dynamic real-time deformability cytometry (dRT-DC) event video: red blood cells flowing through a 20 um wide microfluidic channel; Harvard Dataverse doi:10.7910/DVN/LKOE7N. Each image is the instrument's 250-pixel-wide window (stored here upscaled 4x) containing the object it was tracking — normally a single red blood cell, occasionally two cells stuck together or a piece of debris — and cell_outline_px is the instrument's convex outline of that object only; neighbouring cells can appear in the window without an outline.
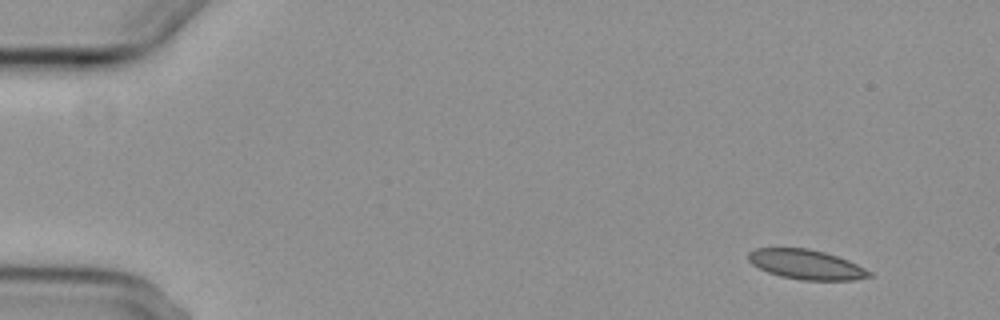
{"species": "common noctule bat (a hibernating species)", "species_latin": "Nyctalus noctula", "temperature_condition": "cold", "stored_images_in_passage": 7, "camera_frame_rate_fps": 3000, "um_per_image_px": 0.085, "animal": {"sex": "female", "body_mass_g": 29.2, "forearm_length_mm": 56.3}, "frame": {"image": 1, "passage_image": 1, "time_ms": 0.0, "image_size_px": [1000, 320], "cell_outline_px": [[872, 276], [852, 280], [804, 280], [780, 276], [768, 272], [752, 264], [748, 260], [748, 252], [756, 248], [808, 248], [824, 252], [848, 260], [872, 272]], "centroid_in_image_um": [68.52, 22.48], "position_along_channel_um": 16.5, "area_um2": 20.75}}
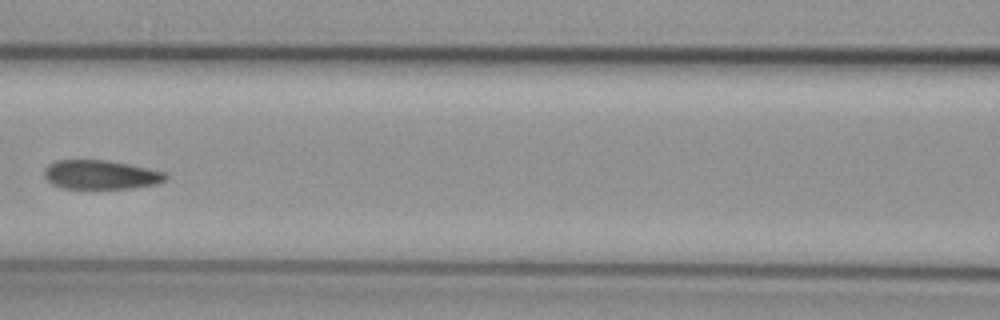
{"frame": {"image": 2, "passage_image": 6, "time_ms": 7.0, "image_size_px": [1000, 320], "cell_outline_px": [[168, 180], [160, 184], [132, 188], [64, 188], [52, 184], [44, 176], [44, 168], [48, 164], [56, 160], [108, 160], [148, 168], [164, 172], [168, 176]], "centroid_in_image_um": [8.59, 14.85], "position_along_channel_um": 158.0, "area_um2": 20.69}}
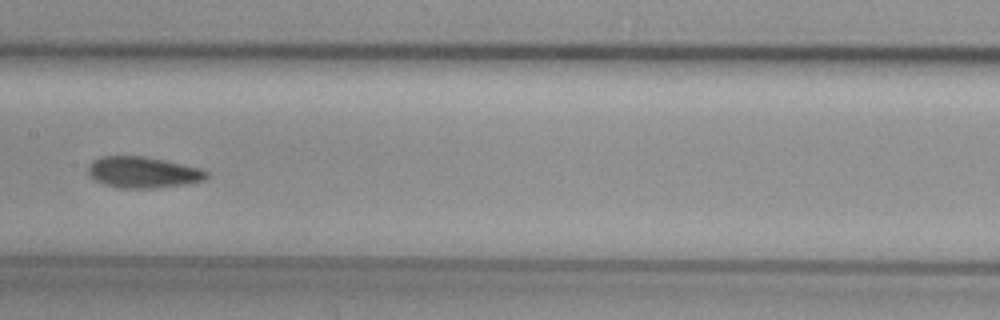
{"frame": {"image": 3, "passage_image": 7, "time_ms": 8.0, "image_size_px": [1000, 320], "cell_outline_px": [[208, 176], [204, 180], [188, 184], [152, 188], [120, 188], [104, 184], [88, 176], [88, 164], [92, 160], [100, 156], [144, 156], [164, 160], [200, 168], [208, 172]], "centroid_in_image_um": [12.12, 14.64], "position_along_channel_um": 195.3, "area_um2": 21.62}}